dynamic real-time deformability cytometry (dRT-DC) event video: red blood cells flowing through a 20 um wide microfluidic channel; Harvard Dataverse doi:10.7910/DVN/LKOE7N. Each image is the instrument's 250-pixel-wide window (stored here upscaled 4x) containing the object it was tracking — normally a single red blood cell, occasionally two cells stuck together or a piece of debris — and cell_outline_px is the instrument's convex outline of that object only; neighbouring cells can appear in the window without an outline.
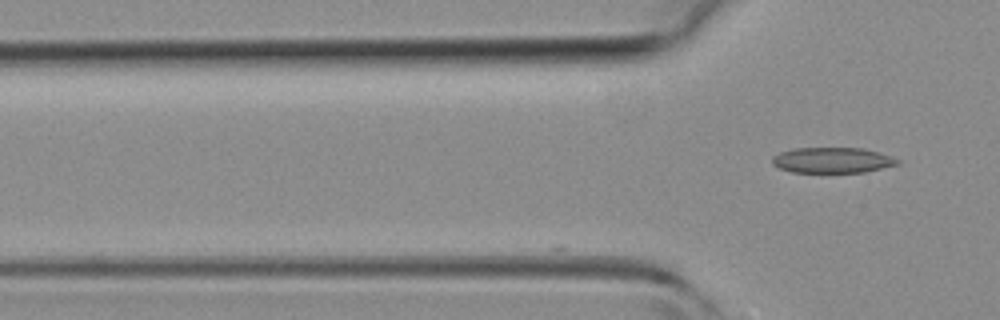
{"species": "common noctule bat (a hibernating species)", "species_latin": "Nyctalus noctula", "temperature_condition": "room temperature", "stored_images_in_passage": 7, "camera_frame_rate_fps": 3000, "um_per_image_px": 0.085, "animal": {"sex": "female", "body_mass_g": 19.3, "forearm_length_mm": 54.1}, "frame": {"image": 1, "passage_image": 7, "time_ms": 2.0, "image_size_px": [1000, 320], "cell_outline_px": [[900, 164], [864, 172], [792, 172], [780, 168], [772, 164], [772, 156], [780, 152], [792, 148], [864, 148], [880, 152], [900, 160]], "centroid_in_image_um": [70.75, 13.61], "position_along_channel_um": 55.0, "area_um2": 18.73}}